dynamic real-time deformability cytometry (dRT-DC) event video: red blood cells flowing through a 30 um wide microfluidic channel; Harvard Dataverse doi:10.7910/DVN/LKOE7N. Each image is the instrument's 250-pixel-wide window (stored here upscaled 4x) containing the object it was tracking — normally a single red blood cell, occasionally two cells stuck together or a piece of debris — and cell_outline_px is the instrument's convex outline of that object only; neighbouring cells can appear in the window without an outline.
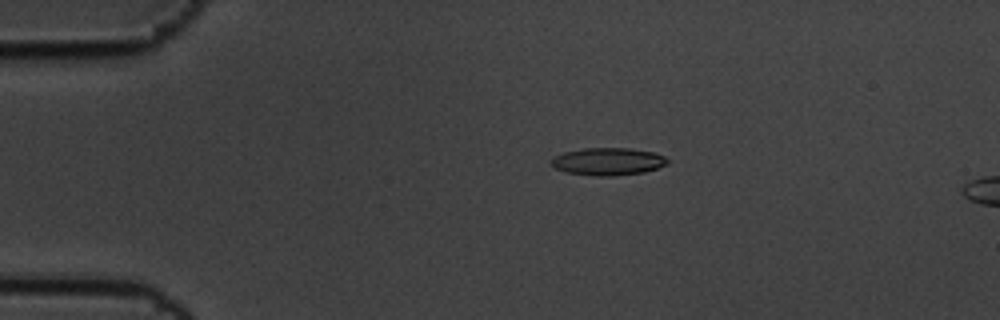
{"species": "common noctule bat (a hibernating species)", "species_latin": "Nyctalus noctula", "temperature_condition": "cold", "stored_images_in_passage": 4, "camera_frame_rate_fps": 3000, "um_per_image_px": 0.085, "animal": {"sex": "male", "body_mass_g": 19.5, "forearm_length_mm": 54.6}, "frame": {"image": 1, "passage_image": 3, "time_ms": 0.667, "image_size_px": [1000, 320], "cell_outline_px": [[668, 164], [644, 172], [612, 176], [592, 176], [564, 172], [556, 168], [552, 164], [552, 160], [556, 156], [564, 152], [584, 148], [628, 148], [656, 152], [664, 156], [668, 160]], "centroid_in_image_um": [51.7, 13.73], "position_along_channel_um": 33.3, "area_um2": 18.61}}